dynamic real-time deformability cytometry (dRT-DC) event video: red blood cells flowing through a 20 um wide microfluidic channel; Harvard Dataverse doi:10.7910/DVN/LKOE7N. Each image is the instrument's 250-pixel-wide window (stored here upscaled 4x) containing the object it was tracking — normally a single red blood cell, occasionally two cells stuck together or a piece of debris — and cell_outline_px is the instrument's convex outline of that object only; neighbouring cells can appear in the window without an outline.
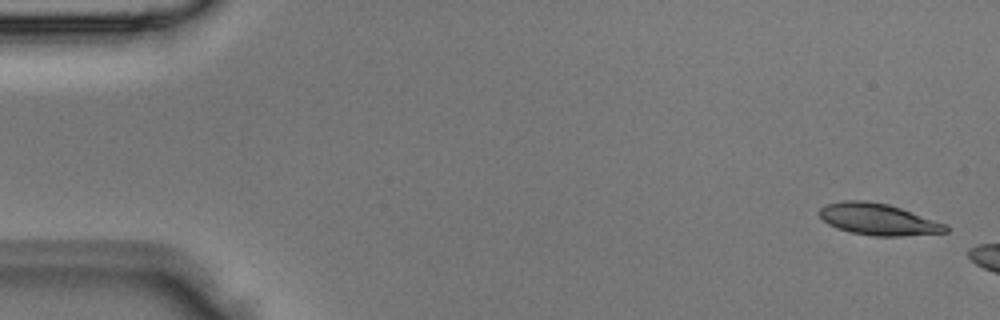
{"species": "Egyptian fruit bat (a non-hibernating species)", "species_latin": "Rousettus aegyptiacus", "temperature_condition": "room temperature", "stored_images_in_passage": 2, "camera_frame_rate_fps": 3000, "um_per_image_px": 0.085, "animal": {"sex": "male"}, "frame": {"image": 1, "passage_image": 1, "time_ms": 0.0, "image_size_px": [1000, 320], "cell_outline_px": [[948, 232], [900, 236], [872, 236], [852, 232], [836, 228], [828, 224], [816, 212], [820, 208], [828, 204], [844, 200], [864, 200], [888, 204], [948, 224]], "centroid_in_image_um": [74.65, 18.64], "position_along_channel_um": 10.4, "area_um2": 23.24}}